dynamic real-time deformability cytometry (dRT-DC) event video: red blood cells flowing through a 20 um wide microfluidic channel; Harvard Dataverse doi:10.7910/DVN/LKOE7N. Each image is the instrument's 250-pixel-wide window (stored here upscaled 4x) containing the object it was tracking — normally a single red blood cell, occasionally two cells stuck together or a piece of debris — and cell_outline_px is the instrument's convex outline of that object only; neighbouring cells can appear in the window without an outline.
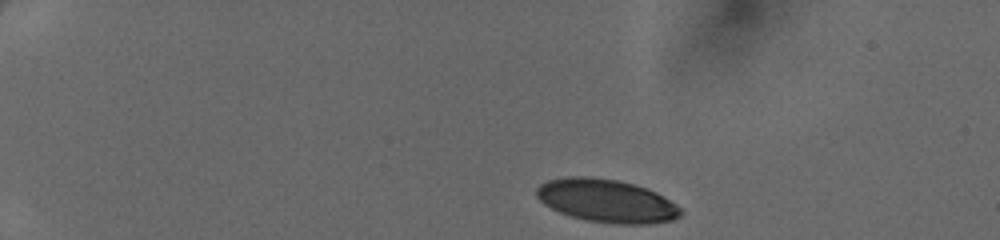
{"species": "human", "species_latin": "Homo sapiens", "temperature_condition": "cold", "stored_images_in_passage": 36, "camera_frame_rate_fps": 3000, "um_per_image_px": 0.085, "donor": {"sex": "female"}, "frame": {"image": 1, "passage_image": 1, "time_ms": 0.0, "image_size_px": [1000, 240], "cell_outline_px": [[684, 212], [680, 216], [672, 220], [648, 224], [616, 224], [584, 220], [560, 212], [544, 204], [536, 196], [536, 188], [540, 184], [548, 180], [564, 176], [588, 176], [620, 180], [648, 188], [656, 192], [676, 204]], "centroid_in_image_um": [51.56, 17.06], "position_along_channel_um": 33.4, "area_um2": 36.47}}
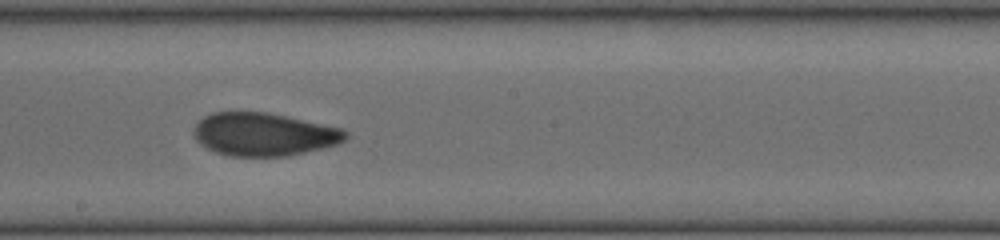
{"frame": {"image": 2, "passage_image": 21, "time_ms": 6.667, "image_size_px": [1000, 240], "cell_outline_px": [[348, 140], [324, 148], [288, 156], [228, 156], [204, 148], [196, 140], [192, 132], [196, 124], [204, 116], [212, 112], [268, 112], [340, 128], [348, 132]], "centroid_in_image_um": [22.41, 11.42], "position_along_channel_um": 225.8, "area_um2": 38.26}}
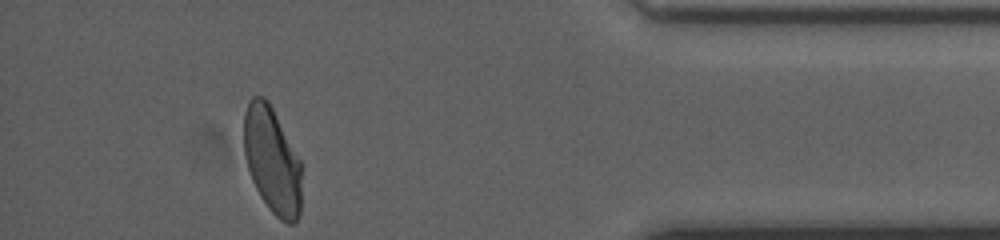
{"frame": {"image": 3, "passage_image": 36, "time_ms": 11.667, "image_size_px": [1000, 240], "cell_outline_px": [[300, 216], [296, 224], [288, 224], [280, 220], [268, 208], [260, 196], [252, 180], [248, 168], [244, 152], [244, 112], [252, 96], [264, 96], [268, 100], [300, 160]], "centroid_in_image_um": [23.12, 13.66], "position_along_channel_um": 412.1, "area_um2": 35.66}}